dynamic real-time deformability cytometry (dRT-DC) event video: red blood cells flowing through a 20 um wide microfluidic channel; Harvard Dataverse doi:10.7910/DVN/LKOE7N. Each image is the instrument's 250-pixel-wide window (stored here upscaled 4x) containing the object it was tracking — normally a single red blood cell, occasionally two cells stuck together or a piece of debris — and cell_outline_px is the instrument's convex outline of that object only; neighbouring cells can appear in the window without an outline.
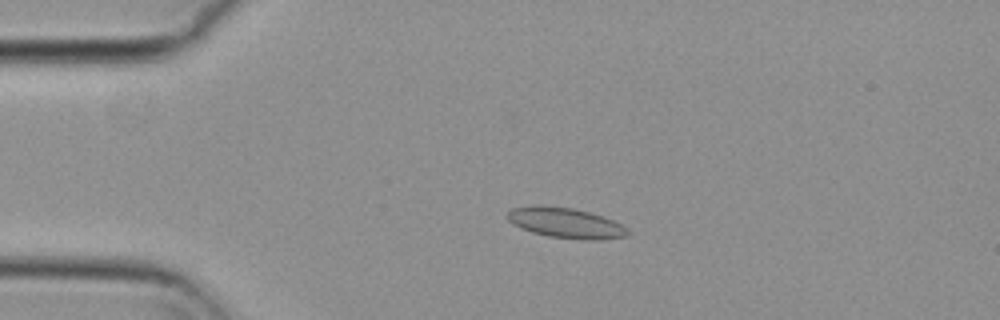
{"species": "common noctule bat (a hibernating species)", "species_latin": "Nyctalus noctula", "temperature_condition": "cold", "stored_images_in_passage": 56, "camera_frame_rate_fps": 3000, "um_per_image_px": 0.085, "animal": {"sex": "female", "body_mass_g": 29.2, "forearm_length_mm": 56.3}, "frame": {"image": 1, "passage_image": 13, "time_ms": 4.0, "image_size_px": [1000, 320], "cell_outline_px": [[628, 236], [600, 240], [580, 240], [548, 236], [532, 232], [512, 224], [508, 220], [508, 212], [512, 208], [536, 204], [572, 208], [588, 212], [612, 220], [620, 224], [628, 232]], "centroid_in_image_um": [48.04, 18.95], "position_along_channel_um": 37.0, "area_um2": 21.15}}
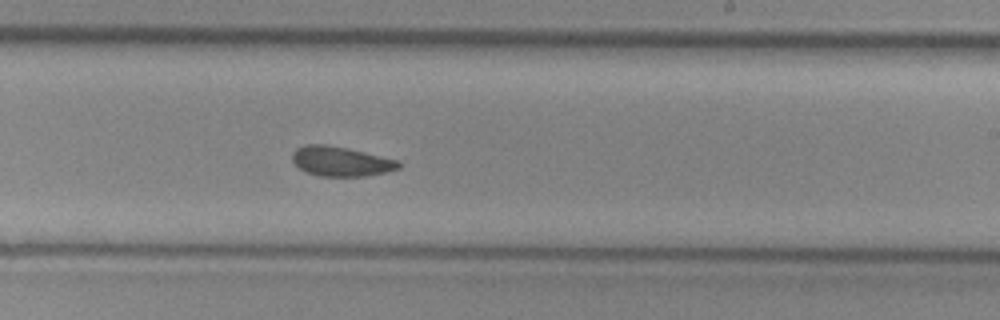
{"frame": {"image": 2, "passage_image": 34, "time_ms": 11.0, "image_size_px": [1000, 320], "cell_outline_px": [[400, 168], [384, 172], [364, 176], [320, 176], [308, 172], [300, 168], [292, 160], [292, 152], [296, 148], [304, 144], [324, 144], [344, 148], [400, 160]], "centroid_in_image_um": [28.96, 13.71], "position_along_channel_um": 260.0, "area_um2": 18.15}}
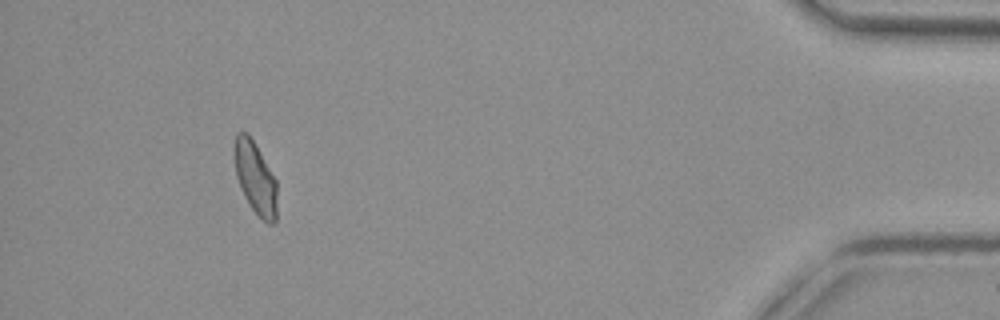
{"frame": {"image": 3, "passage_image": 52, "time_ms": 17.0, "image_size_px": [1000, 320], "cell_outline_px": [[276, 224], [268, 224], [248, 204], [240, 188], [236, 176], [232, 156], [232, 148], [236, 132], [248, 132], [256, 144], [276, 180]], "centroid_in_image_um": [21.65, 15.06], "position_along_channel_um": 413.5, "area_um2": 18.38}, "authors_computed_cell_mechanics": {"area_um2": 18.8428, "velocity_mm_per_s": 3.6901, "shape_relaxation_time_tau1_ms": null, "shape_relaxation_time_tau2_ms": 2.4793, "deformation_change_tau1": null, "deformation_change_tau2": 0.0692}}